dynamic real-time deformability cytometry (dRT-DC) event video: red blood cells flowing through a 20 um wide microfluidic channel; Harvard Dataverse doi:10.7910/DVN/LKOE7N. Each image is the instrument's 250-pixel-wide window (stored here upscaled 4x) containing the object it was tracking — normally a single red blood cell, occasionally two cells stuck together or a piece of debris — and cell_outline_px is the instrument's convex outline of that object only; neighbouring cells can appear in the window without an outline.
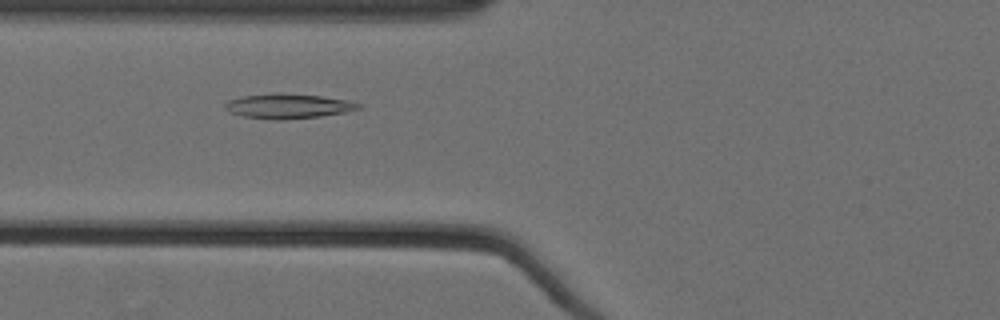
{"species": "Egyptian fruit bat (a non-hibernating species)", "species_latin": "Rousettus aegyptiacus", "temperature_condition": "cold", "stored_images_in_passage": 30, "camera_frame_rate_fps": 3000, "um_per_image_px": 0.085, "animal": {"sex": "female"}, "frame": {"image": 1, "passage_image": 10, "time_ms": 3.0, "image_size_px": [1000, 320], "cell_outline_px": [[364, 104], [360, 108], [344, 112], [320, 116], [284, 120], [276, 120], [244, 116], [228, 112], [224, 108], [224, 104], [228, 100], [244, 96], [276, 92], [320, 96], [344, 100]], "centroid_in_image_um": [24.45, 9.02], "position_along_channel_um": 101.3, "area_um2": 19.19}}
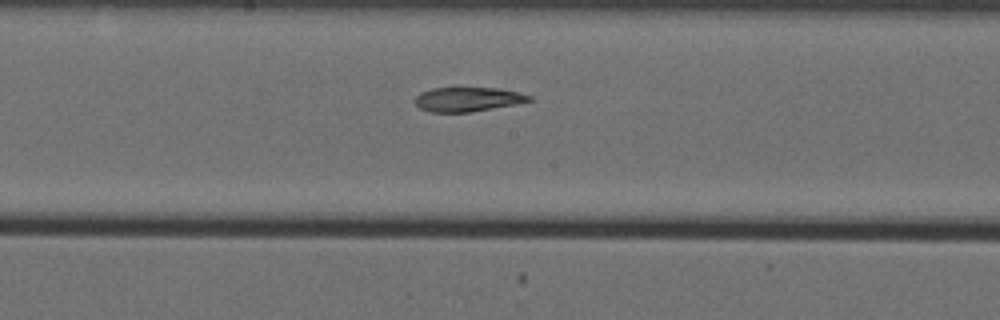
{"frame": {"image": 2, "passage_image": 19, "time_ms": 6.0, "image_size_px": [1000, 320], "cell_outline_px": [[532, 100], [516, 104], [468, 112], [432, 112], [420, 108], [412, 100], [420, 92], [432, 88], [500, 88], [532, 96]], "centroid_in_image_um": [39.72, 8.43], "position_along_channel_um": 208.5, "area_um2": 16.07}}
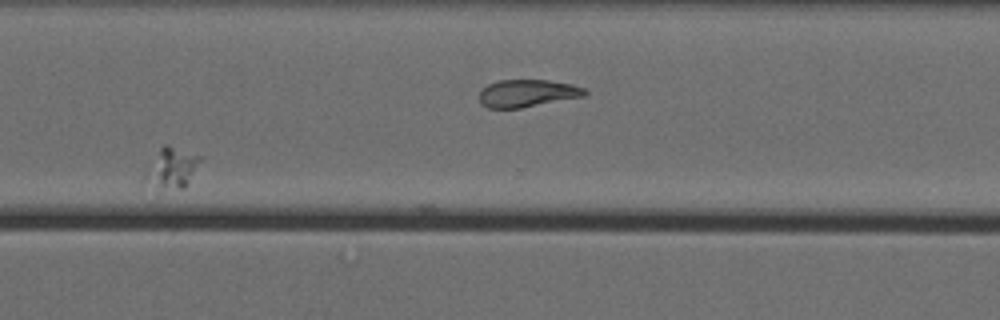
{"frame": {"image": 3, "passage_image": 29, "time_ms": 9.333, "image_size_px": [1000, 320], "cell_outline_px": [[204, 156], [184, 188], [180, 188], [160, 184], [144, 176], [160, 148], [164, 144], [168, 144]], "centroid_in_image_um": [14.74, 14.14], "position_along_channel_um": 355.9, "area_um2": 11.85}}